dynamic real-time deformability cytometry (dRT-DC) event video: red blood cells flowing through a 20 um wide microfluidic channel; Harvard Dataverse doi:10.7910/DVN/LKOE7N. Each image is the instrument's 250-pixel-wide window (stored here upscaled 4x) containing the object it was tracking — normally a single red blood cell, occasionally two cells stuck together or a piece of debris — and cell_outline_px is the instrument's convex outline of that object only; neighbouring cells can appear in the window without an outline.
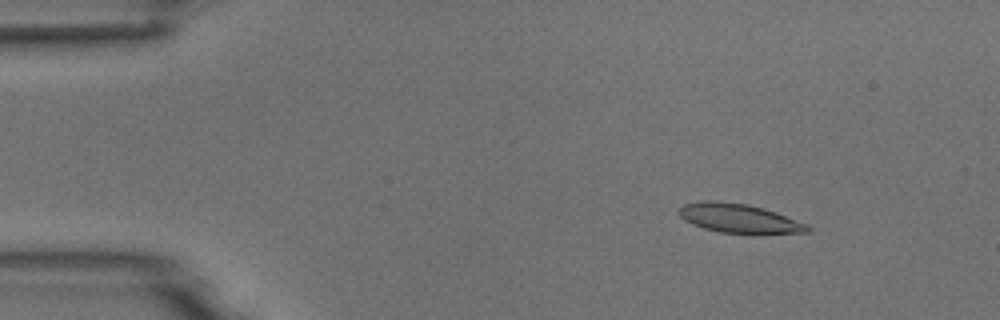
{"species": "common noctule bat (a hibernating species)", "species_latin": "Nyctalus noctula", "temperature_condition": "room temperature", "stored_images_in_passage": 5, "camera_frame_rate_fps": 3000, "um_per_image_px": 0.085, "animal": {"sex": "male", "body_mass_g": 18.8}, "frame": {"image": 1, "passage_image": 3, "time_ms": 2.0, "image_size_px": [1000, 320], "cell_outline_px": [[812, 232], [752, 236], [720, 232], [704, 228], [692, 224], [684, 220], [680, 216], [680, 208], [684, 204], [704, 200], [716, 200], [748, 204], [764, 208], [776, 212], [808, 224], [812, 228]], "centroid_in_image_um": [62.92, 18.6], "position_along_channel_um": 22.1, "area_um2": 22.72}}
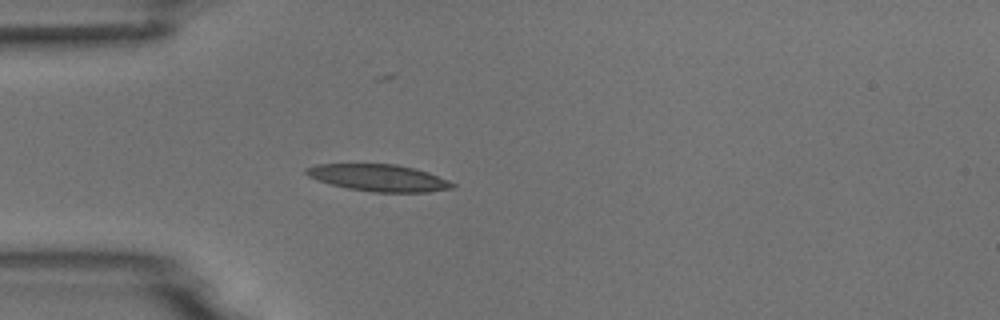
{"frame": {"image": 2, "passage_image": 5, "time_ms": 4.667, "image_size_px": [1000, 320], "cell_outline_px": [[456, 188], [428, 192], [372, 192], [348, 188], [332, 184], [308, 176], [304, 172], [304, 168], [316, 164], [396, 164], [428, 172], [448, 180], [456, 184]], "centroid_in_image_um": [32.21, 15.11], "position_along_channel_um": 52.8, "area_um2": 22.83}}